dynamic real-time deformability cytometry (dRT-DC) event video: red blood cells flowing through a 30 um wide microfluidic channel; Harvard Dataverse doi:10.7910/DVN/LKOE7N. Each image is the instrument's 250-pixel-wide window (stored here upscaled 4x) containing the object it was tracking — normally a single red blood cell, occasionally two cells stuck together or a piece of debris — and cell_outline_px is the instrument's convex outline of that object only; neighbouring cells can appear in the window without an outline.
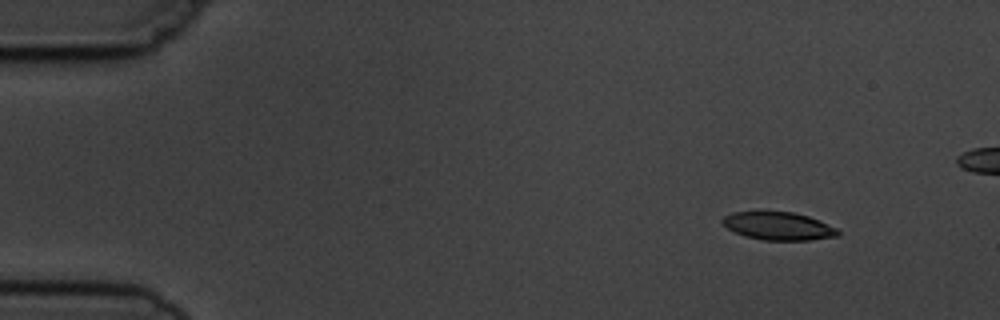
{"species": "common noctule bat (a hibernating species)", "species_latin": "Nyctalus noctula", "temperature_condition": "cold", "stored_images_in_passage": 5, "camera_frame_rate_fps": 3000, "um_per_image_px": 0.085, "animal": {"sex": "male", "body_mass_g": 19.5, "forearm_length_mm": 54.6}, "frame": {"image": 1, "passage_image": 1, "time_ms": 0.0, "image_size_px": [1000, 320], "cell_outline_px": [[840, 236], [812, 240], [764, 240], [744, 236], [728, 228], [720, 220], [724, 216], [732, 212], [792, 212], [808, 216], [820, 220], [836, 228], [840, 232]], "centroid_in_image_um": [66.2, 19.22], "position_along_channel_um": 18.8, "area_um2": 18.79}}